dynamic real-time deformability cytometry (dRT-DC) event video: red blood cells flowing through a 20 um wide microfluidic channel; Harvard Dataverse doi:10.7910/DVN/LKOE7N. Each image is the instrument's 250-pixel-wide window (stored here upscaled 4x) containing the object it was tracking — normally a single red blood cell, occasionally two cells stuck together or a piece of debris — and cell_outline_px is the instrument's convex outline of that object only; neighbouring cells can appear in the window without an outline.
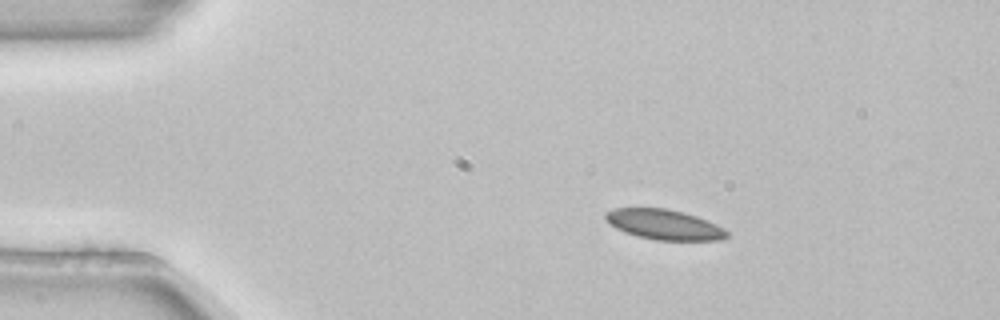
{"species": "common noctule bat (a hibernating species)", "species_latin": "Nyctalus noctula", "temperature_condition": "room temperature", "stored_images_in_passage": 3, "camera_frame_rate_fps": 3000, "um_per_image_px": 0.085, "animal": {"sex": "female", "body_mass_g": 22.7, "forearm_length_mm": 54.2}, "frame": {"image": 1, "passage_image": 2, "time_ms": 0.333, "image_size_px": [1000, 320], "cell_outline_px": [[728, 236], [724, 240], [656, 240], [636, 236], [616, 228], [604, 216], [604, 212], [612, 208], [668, 208], [684, 212], [696, 216], [716, 224], [724, 228], [728, 232]], "centroid_in_image_um": [56.47, 19.08], "position_along_channel_um": 28.5, "area_um2": 21.33}}